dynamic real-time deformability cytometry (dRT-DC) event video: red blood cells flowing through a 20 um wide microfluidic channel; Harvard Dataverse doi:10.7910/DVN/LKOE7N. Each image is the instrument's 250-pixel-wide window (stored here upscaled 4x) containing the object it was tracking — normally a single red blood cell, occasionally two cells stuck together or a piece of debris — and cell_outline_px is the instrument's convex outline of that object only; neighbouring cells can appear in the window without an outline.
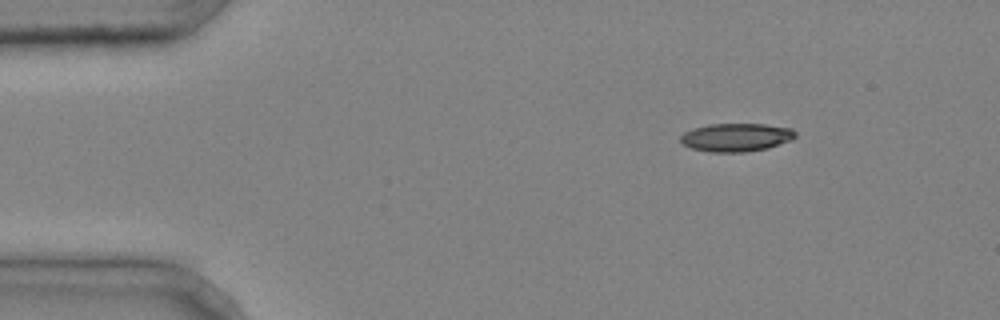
{"species": "common noctule bat (a hibernating species)", "species_latin": "Nyctalus noctula", "temperature_condition": "cold", "stored_images_in_passage": 3, "camera_frame_rate_fps": 3000, "um_per_image_px": 0.085, "animal": {"sex": "male", "body_mass_g": 20.4}, "frame": {"image": 1, "passage_image": 1, "time_ms": 0.0, "image_size_px": [1000, 320], "cell_outline_px": [[796, 136], [792, 140], [768, 148], [744, 152], [708, 152], [692, 148], [684, 144], [680, 140], [680, 136], [684, 132], [708, 124], [764, 124], [792, 128], [796, 132]], "centroid_in_image_um": [62.6, 11.67], "position_along_channel_um": 22.4, "area_um2": 18.9}}
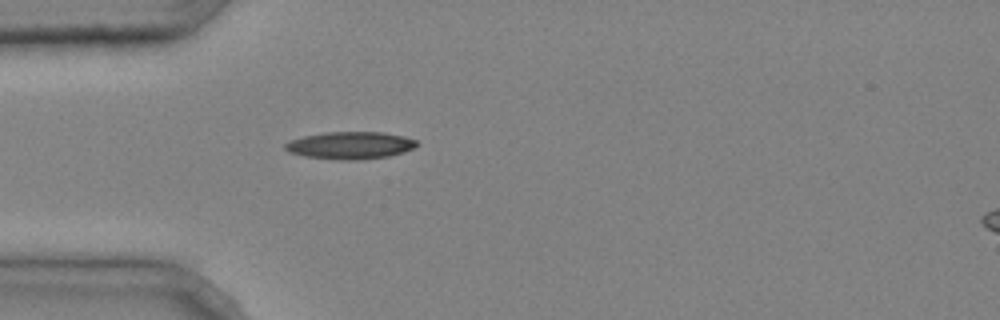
{"frame": {"image": 2, "passage_image": 3, "time_ms": 0.667, "image_size_px": [1000, 320], "cell_outline_px": [[420, 144], [416, 148], [404, 152], [388, 156], [356, 160], [340, 160], [304, 156], [288, 152], [284, 148], [284, 144], [288, 140], [304, 136], [324, 132], [384, 132], [404, 136], [416, 140]], "centroid_in_image_um": [29.78, 12.35], "position_along_channel_um": 55.2, "area_um2": 21.21}}